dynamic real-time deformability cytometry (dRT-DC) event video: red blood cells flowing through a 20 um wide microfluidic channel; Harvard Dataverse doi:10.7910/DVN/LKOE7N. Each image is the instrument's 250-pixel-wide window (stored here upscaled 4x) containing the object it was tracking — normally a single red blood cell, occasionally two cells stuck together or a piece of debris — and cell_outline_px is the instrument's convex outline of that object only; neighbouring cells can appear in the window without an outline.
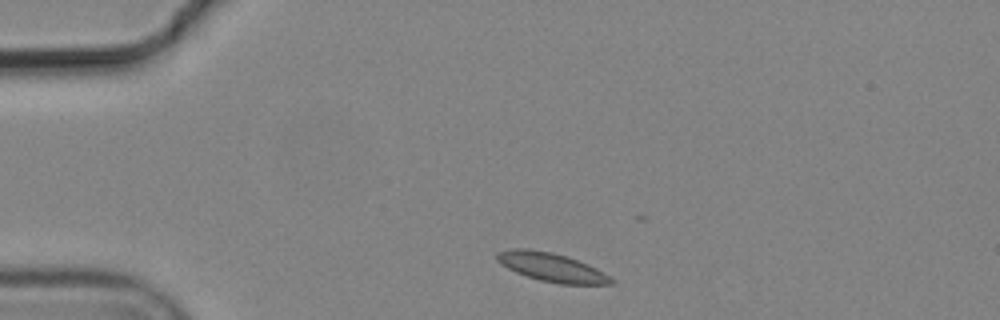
{"species": "common noctule bat (a hibernating species)", "species_latin": "Nyctalus noctula", "temperature_condition": "cold", "stored_images_in_passage": 2, "camera_frame_rate_fps": 3000, "um_per_image_px": 0.085, "animal": {"sex": "male", "body_mass_g": 19.2, "forearm_length_mm": 51.8}, "frame": {"image": 1, "passage_image": 1, "time_ms": 0.0, "image_size_px": [1000, 320], "cell_outline_px": [[616, 284], [560, 284], [540, 280], [516, 272], [500, 264], [496, 260], [496, 252], [508, 248], [528, 248], [552, 252], [588, 264], [596, 268], [608, 276]], "centroid_in_image_um": [46.82, 22.7], "position_along_channel_um": 38.2, "area_um2": 18.96}}